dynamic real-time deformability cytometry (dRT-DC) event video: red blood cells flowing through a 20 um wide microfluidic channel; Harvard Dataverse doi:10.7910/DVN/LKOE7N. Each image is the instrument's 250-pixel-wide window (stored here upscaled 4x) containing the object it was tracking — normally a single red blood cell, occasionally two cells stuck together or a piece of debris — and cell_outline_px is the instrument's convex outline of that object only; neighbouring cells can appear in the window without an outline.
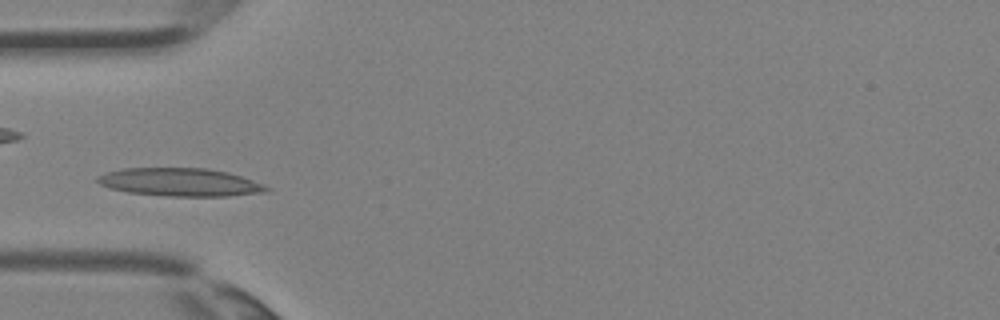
{"species": "Egyptian fruit bat (a non-hibernating species)", "species_latin": "Rousettus aegyptiacus", "temperature_condition": "room temperature", "stored_images_in_passage": 4, "camera_frame_rate_fps": 3000, "um_per_image_px": 0.085, "animal": {"sex": "female"}, "frame": {"image": 1, "passage_image": 4, "time_ms": 1.0, "image_size_px": [1000, 320], "cell_outline_px": [[272, 188], [268, 192], [228, 196], [168, 196], [128, 192], [108, 188], [100, 184], [96, 180], [96, 176], [108, 172], [124, 168], [208, 168], [228, 172], [264, 184]], "centroid_in_image_um": [15.33, 15.49], "position_along_channel_um": 69.7, "area_um2": 27.74}}